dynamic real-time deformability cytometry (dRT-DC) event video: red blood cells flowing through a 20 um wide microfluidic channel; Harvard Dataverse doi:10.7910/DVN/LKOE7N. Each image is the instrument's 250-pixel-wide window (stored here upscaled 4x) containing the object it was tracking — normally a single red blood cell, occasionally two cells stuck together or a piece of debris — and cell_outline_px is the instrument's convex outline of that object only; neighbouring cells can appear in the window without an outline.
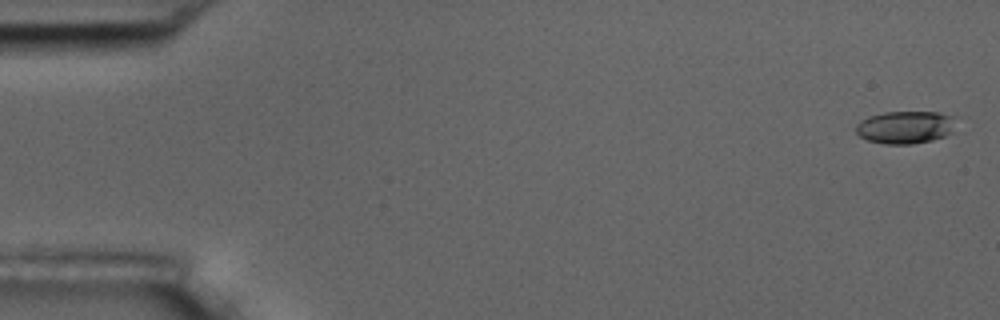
{"species": "common noctule bat (a hibernating species)", "species_latin": "Nyctalus noctula", "temperature_condition": "room temperature", "stored_images_in_passage": 5, "camera_frame_rate_fps": 3000, "um_per_image_px": 0.085, "animal": {"sex": "male", "body_mass_g": 17.5, "forearm_length_mm": 52.3}, "frame": {"image": 1, "passage_image": 1, "time_ms": 0.0, "image_size_px": [1000, 320], "cell_outline_px": [[956, 116], [952, 132], [944, 136], [932, 140], [912, 144], [884, 144], [868, 140], [860, 136], [856, 132], [856, 124], [860, 120], [868, 116], [884, 112], [940, 112]], "centroid_in_image_um": [76.95, 10.8], "position_along_channel_um": 8.0, "area_um2": 19.19}}
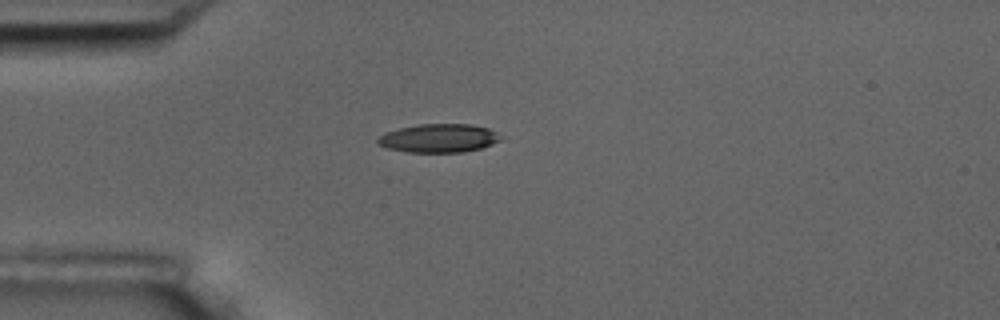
{"frame": {"image": 2, "passage_image": 5, "time_ms": 4.667, "image_size_px": [1000, 320], "cell_outline_px": [[504, 136], [500, 140], [492, 144], [480, 148], [464, 152], [408, 152], [388, 148], [380, 144], [376, 140], [384, 132], [400, 128], [420, 124], [472, 124], [488, 128]], "centroid_in_image_um": [37.33, 11.74], "position_along_channel_um": 47.7, "area_um2": 20.4}}